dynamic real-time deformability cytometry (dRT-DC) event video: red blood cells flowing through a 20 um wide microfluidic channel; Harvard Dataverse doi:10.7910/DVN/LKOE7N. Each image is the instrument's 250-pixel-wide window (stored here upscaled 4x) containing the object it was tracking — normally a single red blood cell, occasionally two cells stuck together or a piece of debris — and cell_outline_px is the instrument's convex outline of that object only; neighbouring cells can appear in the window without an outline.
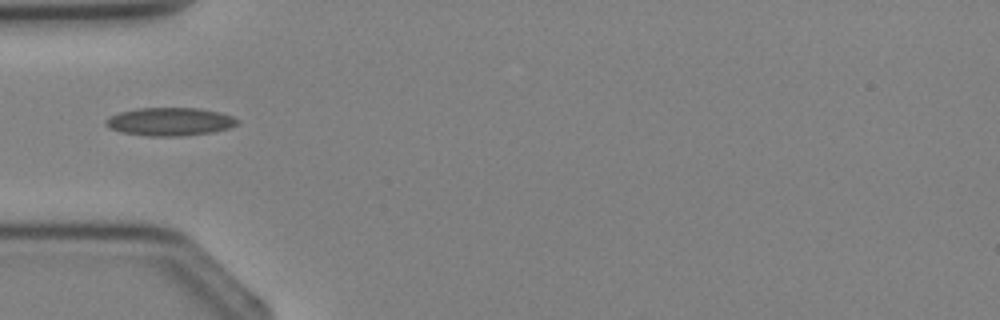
{"species": "Egyptian fruit bat (a non-hibernating species)", "species_latin": "Rousettus aegyptiacus", "temperature_condition": "cold", "stored_images_in_passage": 2, "camera_frame_rate_fps": 3000, "um_per_image_px": 0.085, "animal": {"sex": "female"}, "frame": {"image": 1, "passage_image": 2, "time_ms": 1.333, "image_size_px": [1000, 320], "cell_outline_px": [[240, 124], [228, 128], [212, 132], [180, 136], [148, 136], [120, 132], [108, 128], [104, 124], [104, 120], [108, 116], [120, 112], [140, 108], [200, 108], [220, 112], [232, 116], [240, 120]], "centroid_in_image_um": [14.43, 10.34], "position_along_channel_um": 70.6, "area_um2": 21.79}}